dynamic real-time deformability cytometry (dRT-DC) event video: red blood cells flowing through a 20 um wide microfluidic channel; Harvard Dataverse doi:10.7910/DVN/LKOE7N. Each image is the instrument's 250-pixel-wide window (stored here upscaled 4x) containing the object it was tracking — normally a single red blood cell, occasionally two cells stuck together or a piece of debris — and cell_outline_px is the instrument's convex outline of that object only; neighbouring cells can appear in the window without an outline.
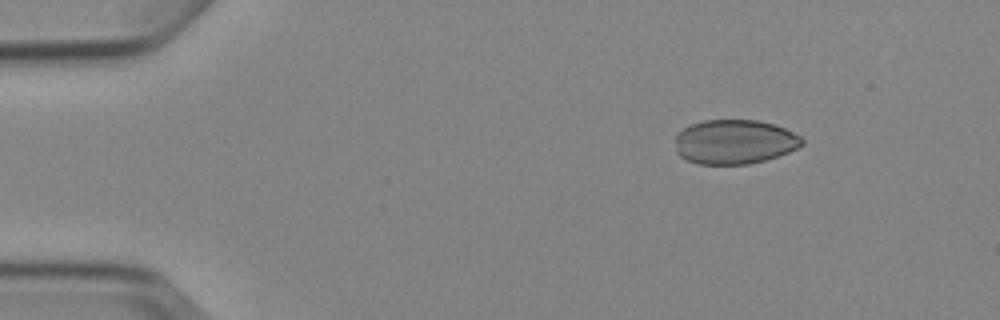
{"species": "Egyptian fruit bat (a non-hibernating species)", "species_latin": "Rousettus aegyptiacus", "temperature_condition": "cold", "stored_images_in_passage": 4, "camera_frame_rate_fps": 3000, "um_per_image_px": 0.085, "animal": {"sex": "female"}, "frame": {"image": 1, "passage_image": 2, "time_ms": 1.333, "image_size_px": [1000, 320], "cell_outline_px": [[804, 144], [788, 152], [764, 160], [748, 164], [700, 164], [688, 160], [680, 156], [676, 152], [676, 136], [684, 128], [692, 124], [704, 120], [756, 120], [772, 124], [784, 128], [800, 136], [804, 140]], "centroid_in_image_um": [62.43, 12.06], "position_along_channel_um": 22.6, "area_um2": 32.54}}